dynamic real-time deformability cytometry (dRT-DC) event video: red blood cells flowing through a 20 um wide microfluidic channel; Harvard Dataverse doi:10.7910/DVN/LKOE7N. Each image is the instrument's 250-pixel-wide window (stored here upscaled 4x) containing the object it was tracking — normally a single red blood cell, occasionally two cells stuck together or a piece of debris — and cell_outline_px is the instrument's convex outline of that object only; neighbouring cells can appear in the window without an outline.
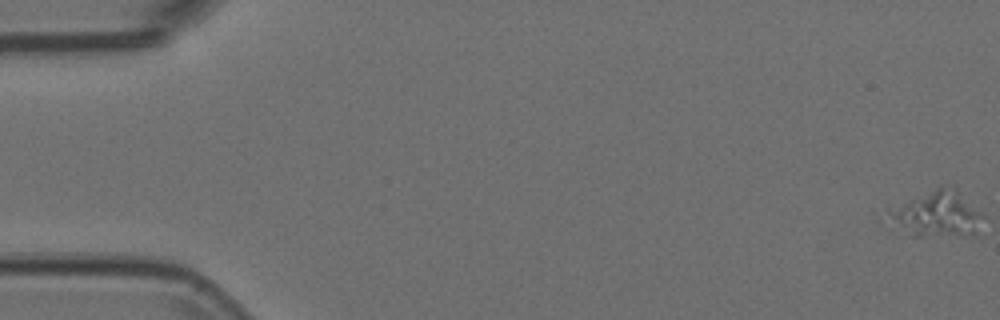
{"species": "Egyptian fruit bat (a non-hibernating species)", "species_latin": "Rousettus aegyptiacus", "temperature_condition": "room temperature", "stored_images_in_passage": 37, "camera_frame_rate_fps": 3000, "um_per_image_px": 0.085, "animal": {"sex": "female"}, "frame": {"image": 1, "passage_image": 1, "time_ms": 0.0, "image_size_px": [1000, 320], "cell_outline_px": [[984, 216], [976, 236], [908, 236], [888, 216], [888, 208], [936, 188], [956, 188]], "centroid_in_image_um": [79.68, 18.25], "position_along_channel_um": 5.3, "area_um2": 24.97}}
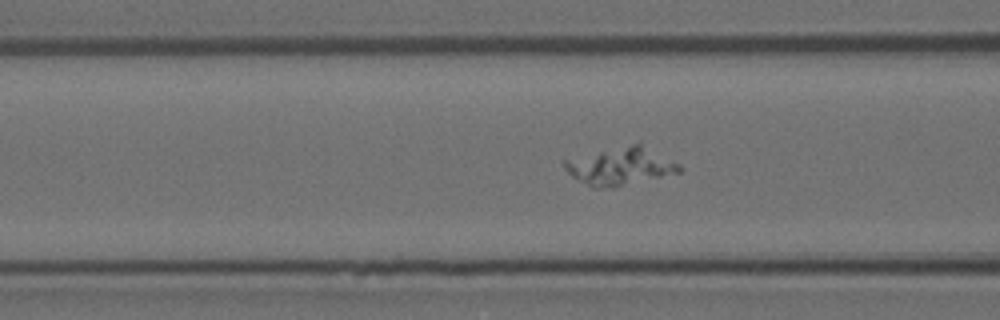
{"frame": {"image": 2, "passage_image": 22, "time_ms": 7.0, "image_size_px": [1000, 320], "cell_outline_px": [[684, 168], [680, 172], [612, 188], [592, 188], [572, 176], [564, 168], [564, 160], [640, 140], [680, 164]], "centroid_in_image_um": [52.8, 14.09], "position_along_channel_um": 113.8, "area_um2": 25.66}}
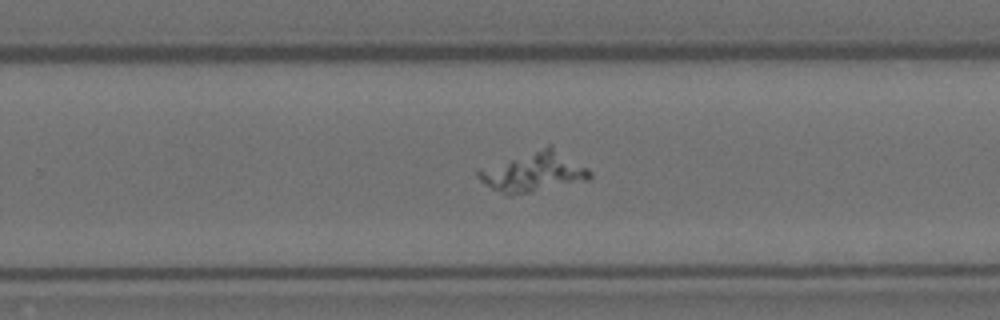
{"frame": {"image": 3, "passage_image": 36, "time_ms": 11.667, "image_size_px": [1000, 320], "cell_outline_px": [[592, 176], [588, 180], [532, 192], [508, 196], [504, 196], [484, 184], [476, 176], [476, 168], [548, 144], [552, 144], [588, 168], [592, 172]], "centroid_in_image_um": [45.31, 14.59], "position_along_channel_um": 284.5, "area_um2": 26.76}}